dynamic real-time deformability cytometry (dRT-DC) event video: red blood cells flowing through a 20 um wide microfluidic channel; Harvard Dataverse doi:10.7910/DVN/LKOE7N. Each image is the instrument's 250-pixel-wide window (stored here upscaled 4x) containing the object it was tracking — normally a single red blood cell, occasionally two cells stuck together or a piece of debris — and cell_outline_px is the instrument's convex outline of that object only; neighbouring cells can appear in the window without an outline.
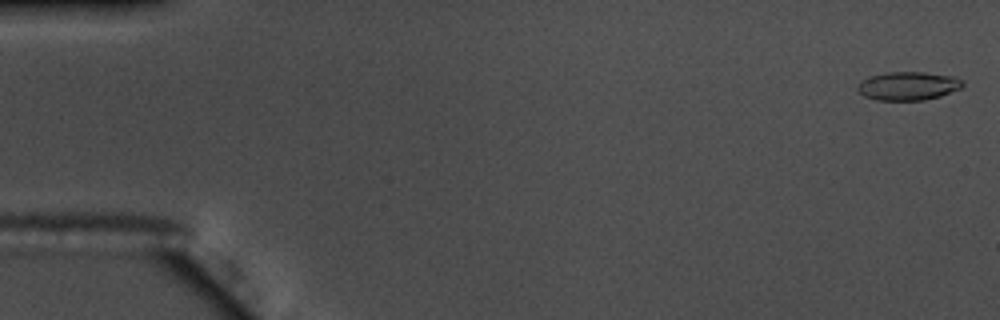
{"species": "common noctule bat (a hibernating species)", "species_latin": "Nyctalus noctula", "temperature_condition": "warm", "stored_images_in_passage": 56, "camera_frame_rate_fps": 3000, "um_per_image_px": 0.085, "animal": {"sex": "male", "body_mass_g": 17.5, "forearm_length_mm": 52.3}, "frame": {"image": 1, "passage_image": 2, "time_ms": 0.333, "image_size_px": [1000, 320], "cell_outline_px": [[964, 84], [960, 88], [940, 96], [924, 100], [876, 100], [864, 96], [856, 88], [868, 76], [888, 72], [924, 72], [956, 76], [964, 80]], "centroid_in_image_um": [77.23, 7.3], "position_along_channel_um": 7.8, "area_um2": 17.46}}
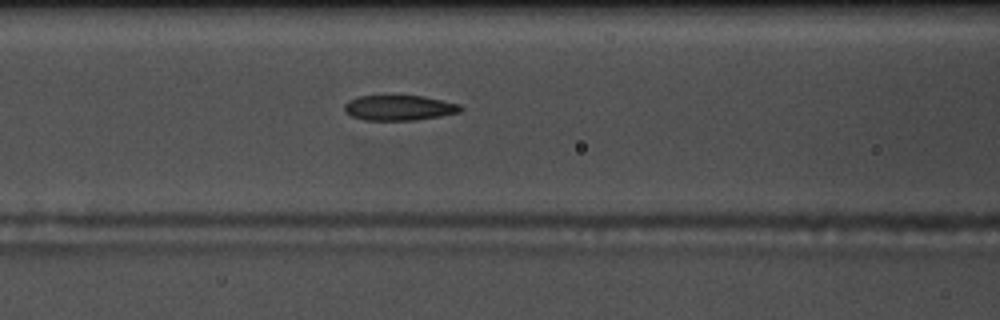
{"frame": {"image": 2, "passage_image": 24, "time_ms": 7.667, "image_size_px": [1000, 320], "cell_outline_px": [[464, 108], [460, 112], [440, 116], [416, 120], [364, 120], [352, 116], [344, 112], [344, 104], [360, 96], [424, 96], [444, 100], [460, 104]], "centroid_in_image_um": [33.97, 9.17], "position_along_channel_um": 132.6, "area_um2": 17.05}}
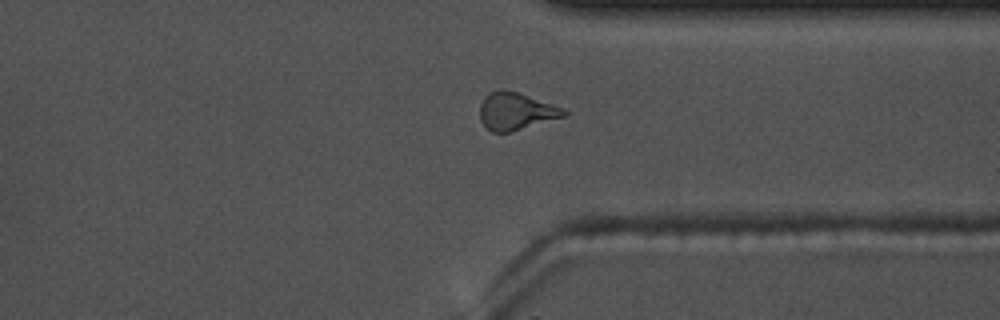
{"frame": {"image": 3, "passage_image": 43, "time_ms": 14.0, "image_size_px": [1000, 320], "cell_outline_px": [[568, 116], [508, 132], [492, 132], [480, 120], [480, 104], [484, 96], [500, 88], [516, 92], [564, 108], [568, 112]], "centroid_in_image_um": [43.86, 9.45], "position_along_channel_um": 367.5, "area_um2": 18.15}, "authors_computed_cell_mechanics": {"area_um2": 17.629, "velocity_mm_per_s": 3.7183, "shape_relaxation_time_tau1_ms": 4.7343, "shape_relaxation_time_tau2_ms": 2.8283, "deformation_change_tau1": 0.1512, "deformation_change_tau2": 0.1147}}